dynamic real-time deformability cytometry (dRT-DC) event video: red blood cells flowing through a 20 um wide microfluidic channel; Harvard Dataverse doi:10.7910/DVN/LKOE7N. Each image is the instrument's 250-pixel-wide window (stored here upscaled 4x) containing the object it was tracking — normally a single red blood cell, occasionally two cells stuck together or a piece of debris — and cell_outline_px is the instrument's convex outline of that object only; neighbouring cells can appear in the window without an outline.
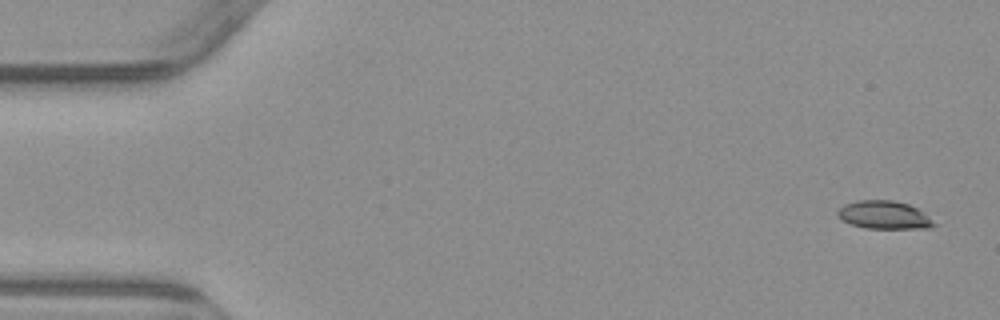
{"species": "common noctule bat (a hibernating species)", "species_latin": "Nyctalus noctula", "temperature_condition": "warm", "stored_images_in_passage": 5, "camera_frame_rate_fps": 3000, "um_per_image_px": 0.085, "animal": {"sex": "male", "body_mass_g": 23.1, "forearm_length_mm": 52.7}, "frame": {"image": 1, "passage_image": 1, "time_ms": 0.0, "image_size_px": [1000, 320], "cell_outline_px": [[936, 224], [928, 228], [868, 228], [852, 224], [844, 220], [836, 212], [844, 204], [856, 200], [892, 200], [908, 204], [924, 212]], "centroid_in_image_um": [75.16, 18.26], "position_along_channel_um": 9.8, "area_um2": 15.49}}
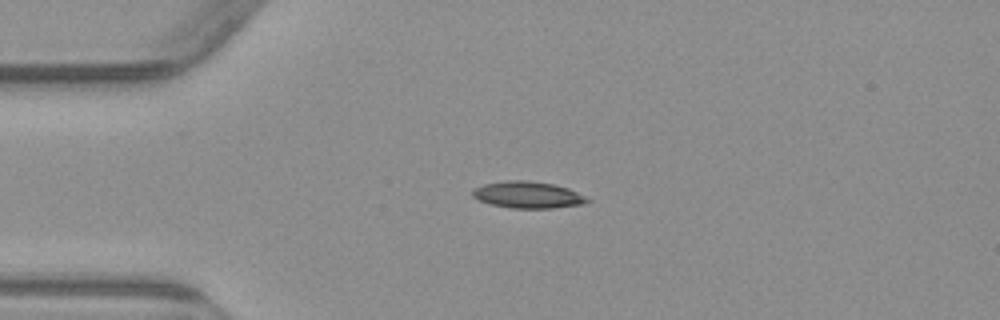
{"frame": {"image": 2, "passage_image": 4, "time_ms": 3.667, "image_size_px": [1000, 320], "cell_outline_px": [[592, 200], [584, 204], [552, 208], [512, 208], [488, 204], [472, 196], [472, 188], [484, 184], [508, 180], [528, 180], [552, 184], [568, 188]], "centroid_in_image_um": [44.84, 16.56], "position_along_channel_um": 40.2, "area_um2": 17.86}}